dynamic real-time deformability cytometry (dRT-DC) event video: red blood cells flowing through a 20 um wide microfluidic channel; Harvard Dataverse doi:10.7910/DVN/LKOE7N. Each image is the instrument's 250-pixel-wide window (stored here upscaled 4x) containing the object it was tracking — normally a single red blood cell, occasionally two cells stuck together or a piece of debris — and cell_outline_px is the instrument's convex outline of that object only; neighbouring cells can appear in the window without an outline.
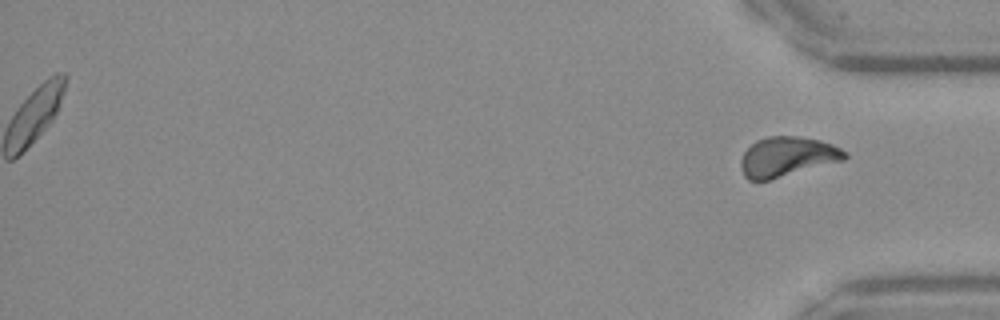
{"species": "Egyptian fruit bat (a non-hibernating species)", "species_latin": "Rousettus aegyptiacus", "temperature_condition": "warm", "stored_images_in_passage": 32, "segment_of_instrument_passage": [2, 2], "camera_frame_rate_fps": 3000, "um_per_image_px": 0.085, "frame": {"image": 1, "passage_image": 32, "time_ms": 10.333, "image_size_px": [1000, 320], "cell_outline_px": [[848, 156], [844, 160], [768, 180], [748, 180], [744, 176], [740, 164], [740, 160], [744, 152], [756, 140], [768, 136], [796, 136], [820, 140], [832, 144], [848, 152]], "centroid_in_image_um": [66.91, 13.31], "position_along_channel_um": 368.3, "area_um2": 23.99}}